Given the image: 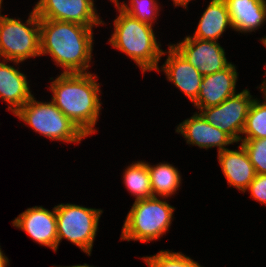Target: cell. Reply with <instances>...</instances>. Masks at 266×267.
I'll list each match as a JSON object with an SVG mask.
<instances>
[{"mask_svg":"<svg viewBox=\"0 0 266 267\" xmlns=\"http://www.w3.org/2000/svg\"><path fill=\"white\" fill-rule=\"evenodd\" d=\"M55 210L58 246L65 238L90 256L103 211L69 203H61L55 206Z\"/></svg>","mask_w":266,"mask_h":267,"instance_id":"7","label":"cell"},{"mask_svg":"<svg viewBox=\"0 0 266 267\" xmlns=\"http://www.w3.org/2000/svg\"><path fill=\"white\" fill-rule=\"evenodd\" d=\"M13 226L24 230L35 242L58 249L57 219L55 206L53 211L42 206L26 209L12 222Z\"/></svg>","mask_w":266,"mask_h":267,"instance_id":"11","label":"cell"},{"mask_svg":"<svg viewBox=\"0 0 266 267\" xmlns=\"http://www.w3.org/2000/svg\"><path fill=\"white\" fill-rule=\"evenodd\" d=\"M248 89L242 90L224 100L219 105L201 108L200 114L212 126L228 134L235 142H239L249 108L253 102Z\"/></svg>","mask_w":266,"mask_h":267,"instance_id":"8","label":"cell"},{"mask_svg":"<svg viewBox=\"0 0 266 267\" xmlns=\"http://www.w3.org/2000/svg\"><path fill=\"white\" fill-rule=\"evenodd\" d=\"M232 29L248 33L259 29L266 20L265 0H225Z\"/></svg>","mask_w":266,"mask_h":267,"instance_id":"17","label":"cell"},{"mask_svg":"<svg viewBox=\"0 0 266 267\" xmlns=\"http://www.w3.org/2000/svg\"><path fill=\"white\" fill-rule=\"evenodd\" d=\"M260 102L254 99L249 108L241 140L266 138V98Z\"/></svg>","mask_w":266,"mask_h":267,"instance_id":"21","label":"cell"},{"mask_svg":"<svg viewBox=\"0 0 266 267\" xmlns=\"http://www.w3.org/2000/svg\"><path fill=\"white\" fill-rule=\"evenodd\" d=\"M57 267H62V266H57ZM64 267H94V266H90L84 263V265H73V266H64Z\"/></svg>","mask_w":266,"mask_h":267,"instance_id":"29","label":"cell"},{"mask_svg":"<svg viewBox=\"0 0 266 267\" xmlns=\"http://www.w3.org/2000/svg\"><path fill=\"white\" fill-rule=\"evenodd\" d=\"M8 263V258L5 256V254H3V251L0 248V267H6L7 265L9 266Z\"/></svg>","mask_w":266,"mask_h":267,"instance_id":"26","label":"cell"},{"mask_svg":"<svg viewBox=\"0 0 266 267\" xmlns=\"http://www.w3.org/2000/svg\"><path fill=\"white\" fill-rule=\"evenodd\" d=\"M238 148L239 150L225 149L218 152V160L228 184L245 193L256 172L242 144Z\"/></svg>","mask_w":266,"mask_h":267,"instance_id":"15","label":"cell"},{"mask_svg":"<svg viewBox=\"0 0 266 267\" xmlns=\"http://www.w3.org/2000/svg\"><path fill=\"white\" fill-rule=\"evenodd\" d=\"M2 2L3 0H0V12H1V7H2Z\"/></svg>","mask_w":266,"mask_h":267,"instance_id":"31","label":"cell"},{"mask_svg":"<svg viewBox=\"0 0 266 267\" xmlns=\"http://www.w3.org/2000/svg\"><path fill=\"white\" fill-rule=\"evenodd\" d=\"M149 267H202L181 252L161 250L156 255L142 257Z\"/></svg>","mask_w":266,"mask_h":267,"instance_id":"23","label":"cell"},{"mask_svg":"<svg viewBox=\"0 0 266 267\" xmlns=\"http://www.w3.org/2000/svg\"><path fill=\"white\" fill-rule=\"evenodd\" d=\"M228 26L232 28L225 0H211L191 37L218 41Z\"/></svg>","mask_w":266,"mask_h":267,"instance_id":"18","label":"cell"},{"mask_svg":"<svg viewBox=\"0 0 266 267\" xmlns=\"http://www.w3.org/2000/svg\"><path fill=\"white\" fill-rule=\"evenodd\" d=\"M97 76L86 73H61L51 82L52 102L87 137L95 133L94 128L101 103Z\"/></svg>","mask_w":266,"mask_h":267,"instance_id":"2","label":"cell"},{"mask_svg":"<svg viewBox=\"0 0 266 267\" xmlns=\"http://www.w3.org/2000/svg\"><path fill=\"white\" fill-rule=\"evenodd\" d=\"M247 190L254 200L266 205V174H256Z\"/></svg>","mask_w":266,"mask_h":267,"instance_id":"25","label":"cell"},{"mask_svg":"<svg viewBox=\"0 0 266 267\" xmlns=\"http://www.w3.org/2000/svg\"><path fill=\"white\" fill-rule=\"evenodd\" d=\"M168 57L161 66L170 82L180 89L193 103L199 94L203 76L173 46L169 45Z\"/></svg>","mask_w":266,"mask_h":267,"instance_id":"13","label":"cell"},{"mask_svg":"<svg viewBox=\"0 0 266 267\" xmlns=\"http://www.w3.org/2000/svg\"><path fill=\"white\" fill-rule=\"evenodd\" d=\"M256 174H266V138L240 140Z\"/></svg>","mask_w":266,"mask_h":267,"instance_id":"24","label":"cell"},{"mask_svg":"<svg viewBox=\"0 0 266 267\" xmlns=\"http://www.w3.org/2000/svg\"><path fill=\"white\" fill-rule=\"evenodd\" d=\"M128 6L125 2L115 4L128 15L139 21L152 25L158 15V3L155 0H130Z\"/></svg>","mask_w":266,"mask_h":267,"instance_id":"22","label":"cell"},{"mask_svg":"<svg viewBox=\"0 0 266 267\" xmlns=\"http://www.w3.org/2000/svg\"><path fill=\"white\" fill-rule=\"evenodd\" d=\"M114 4L116 3V2H118V0H111Z\"/></svg>","mask_w":266,"mask_h":267,"instance_id":"32","label":"cell"},{"mask_svg":"<svg viewBox=\"0 0 266 267\" xmlns=\"http://www.w3.org/2000/svg\"><path fill=\"white\" fill-rule=\"evenodd\" d=\"M34 11L41 19L74 22L91 28L104 25L93 0H39Z\"/></svg>","mask_w":266,"mask_h":267,"instance_id":"9","label":"cell"},{"mask_svg":"<svg viewBox=\"0 0 266 267\" xmlns=\"http://www.w3.org/2000/svg\"><path fill=\"white\" fill-rule=\"evenodd\" d=\"M123 174L124 184L128 191L136 197L135 201L153 197L146 162L138 161L130 164Z\"/></svg>","mask_w":266,"mask_h":267,"instance_id":"20","label":"cell"},{"mask_svg":"<svg viewBox=\"0 0 266 267\" xmlns=\"http://www.w3.org/2000/svg\"><path fill=\"white\" fill-rule=\"evenodd\" d=\"M147 166L154 197L167 198L179 190L181 175L172 164L159 163L156 166H152L147 163Z\"/></svg>","mask_w":266,"mask_h":267,"instance_id":"19","label":"cell"},{"mask_svg":"<svg viewBox=\"0 0 266 267\" xmlns=\"http://www.w3.org/2000/svg\"><path fill=\"white\" fill-rule=\"evenodd\" d=\"M260 41L266 47V36L264 38L260 39Z\"/></svg>","mask_w":266,"mask_h":267,"instance_id":"30","label":"cell"},{"mask_svg":"<svg viewBox=\"0 0 266 267\" xmlns=\"http://www.w3.org/2000/svg\"><path fill=\"white\" fill-rule=\"evenodd\" d=\"M5 62H0V98L10 105L8 110L15 114L33 95L26 75Z\"/></svg>","mask_w":266,"mask_h":267,"instance_id":"16","label":"cell"},{"mask_svg":"<svg viewBox=\"0 0 266 267\" xmlns=\"http://www.w3.org/2000/svg\"><path fill=\"white\" fill-rule=\"evenodd\" d=\"M14 115L51 140L80 143L86 137L52 101L39 102L33 96Z\"/></svg>","mask_w":266,"mask_h":267,"instance_id":"5","label":"cell"},{"mask_svg":"<svg viewBox=\"0 0 266 267\" xmlns=\"http://www.w3.org/2000/svg\"><path fill=\"white\" fill-rule=\"evenodd\" d=\"M175 208L157 197L135 201L122 228L120 240L148 243L159 239L172 223Z\"/></svg>","mask_w":266,"mask_h":267,"instance_id":"4","label":"cell"},{"mask_svg":"<svg viewBox=\"0 0 266 267\" xmlns=\"http://www.w3.org/2000/svg\"><path fill=\"white\" fill-rule=\"evenodd\" d=\"M176 132L184 136L187 144L205 149L218 147V152L228 149L226 145L236 143L228 134L208 123L200 113H194L181 122Z\"/></svg>","mask_w":266,"mask_h":267,"instance_id":"14","label":"cell"},{"mask_svg":"<svg viewBox=\"0 0 266 267\" xmlns=\"http://www.w3.org/2000/svg\"><path fill=\"white\" fill-rule=\"evenodd\" d=\"M40 55V18L30 13L26 23L0 13V57L19 64Z\"/></svg>","mask_w":266,"mask_h":267,"instance_id":"6","label":"cell"},{"mask_svg":"<svg viewBox=\"0 0 266 267\" xmlns=\"http://www.w3.org/2000/svg\"><path fill=\"white\" fill-rule=\"evenodd\" d=\"M202 76L226 68L231 62L225 57V50L217 41L201 40L187 36L172 45Z\"/></svg>","mask_w":266,"mask_h":267,"instance_id":"10","label":"cell"},{"mask_svg":"<svg viewBox=\"0 0 266 267\" xmlns=\"http://www.w3.org/2000/svg\"><path fill=\"white\" fill-rule=\"evenodd\" d=\"M92 28L40 18V55H50L63 73H86L93 47Z\"/></svg>","mask_w":266,"mask_h":267,"instance_id":"1","label":"cell"},{"mask_svg":"<svg viewBox=\"0 0 266 267\" xmlns=\"http://www.w3.org/2000/svg\"><path fill=\"white\" fill-rule=\"evenodd\" d=\"M115 6L119 15L114 20V33L109 43L134 60L143 73L154 69L160 72L158 61L166 52L160 49L153 25L143 23Z\"/></svg>","mask_w":266,"mask_h":267,"instance_id":"3","label":"cell"},{"mask_svg":"<svg viewBox=\"0 0 266 267\" xmlns=\"http://www.w3.org/2000/svg\"><path fill=\"white\" fill-rule=\"evenodd\" d=\"M237 78L238 73L232 63L220 71L203 76L194 106L197 109L213 107L236 94Z\"/></svg>","mask_w":266,"mask_h":267,"instance_id":"12","label":"cell"},{"mask_svg":"<svg viewBox=\"0 0 266 267\" xmlns=\"http://www.w3.org/2000/svg\"><path fill=\"white\" fill-rule=\"evenodd\" d=\"M265 74H266V72H265ZM259 88L261 89V91L264 94V97L266 98V79L262 82V84Z\"/></svg>","mask_w":266,"mask_h":267,"instance_id":"28","label":"cell"},{"mask_svg":"<svg viewBox=\"0 0 266 267\" xmlns=\"http://www.w3.org/2000/svg\"><path fill=\"white\" fill-rule=\"evenodd\" d=\"M191 0H173L175 7L176 6H183L185 8H187V4L190 2Z\"/></svg>","mask_w":266,"mask_h":267,"instance_id":"27","label":"cell"}]
</instances>
